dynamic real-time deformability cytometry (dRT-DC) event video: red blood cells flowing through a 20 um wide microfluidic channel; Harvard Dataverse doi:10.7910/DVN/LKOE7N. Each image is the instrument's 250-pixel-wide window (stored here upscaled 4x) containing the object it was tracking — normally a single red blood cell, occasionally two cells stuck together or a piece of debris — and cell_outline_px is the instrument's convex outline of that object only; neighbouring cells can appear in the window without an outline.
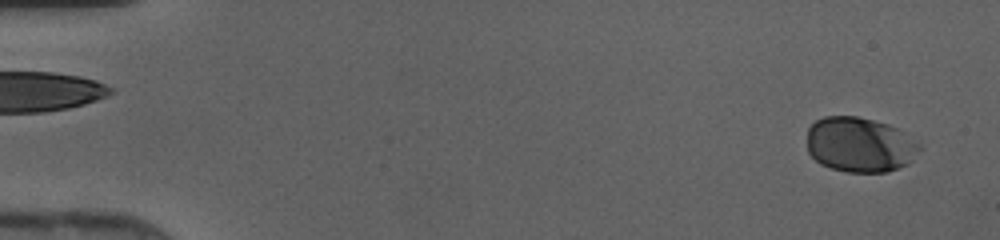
{"species": "human", "species_latin": "Homo sapiens", "temperature_condition": "cold", "stored_images_in_passage": 46, "camera_frame_rate_fps": 3000, "um_per_image_px": 0.085, "donor": {"sex": "female"}, "frame": {"image": 1, "passage_image": 2, "time_ms": 0.333, "image_size_px": [1000, 240], "cell_outline_px": [[920, 148], [908, 164], [888, 172], [848, 172], [832, 168], [820, 164], [808, 152], [808, 128], [816, 120], [824, 116], [856, 116], [888, 124], [896, 128], [920, 144]], "centroid_in_image_um": [73.06, 12.3], "position_along_channel_um": 11.9, "area_um2": 35.84}}
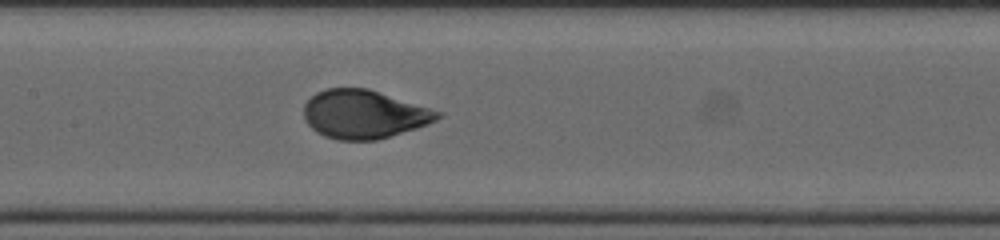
{"frame": {"image": 2, "passage_image": 23, "time_ms": 7.333, "image_size_px": [1000, 240], "cell_outline_px": [[444, 116], [428, 124], [416, 128], [376, 140], [336, 140], [324, 136], [316, 132], [308, 124], [304, 116], [304, 104], [316, 92], [328, 88], [368, 88], [444, 112]], "centroid_in_image_um": [30.96, 9.71], "position_along_channel_um": 176.4, "area_um2": 37.92}}
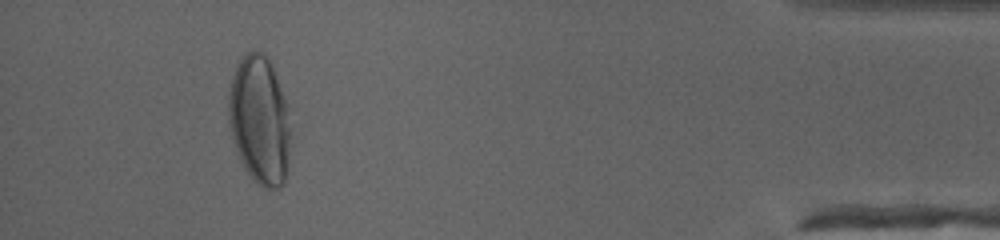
{"frame": {"image": 3, "passage_image": 43, "time_ms": 14.0, "image_size_px": [1000, 240], "cell_outline_px": [[292, 128], [288, 160], [284, 184], [276, 188], [264, 188], [256, 184], [252, 180], [244, 168], [236, 152], [232, 140], [228, 120], [228, 92], [232, 76], [240, 60], [252, 48], [256, 48], [264, 52], [276, 76], [288, 104]], "centroid_in_image_um": [22.07, 10.23], "position_along_channel_um": 413.1, "area_um2": 47.45}}